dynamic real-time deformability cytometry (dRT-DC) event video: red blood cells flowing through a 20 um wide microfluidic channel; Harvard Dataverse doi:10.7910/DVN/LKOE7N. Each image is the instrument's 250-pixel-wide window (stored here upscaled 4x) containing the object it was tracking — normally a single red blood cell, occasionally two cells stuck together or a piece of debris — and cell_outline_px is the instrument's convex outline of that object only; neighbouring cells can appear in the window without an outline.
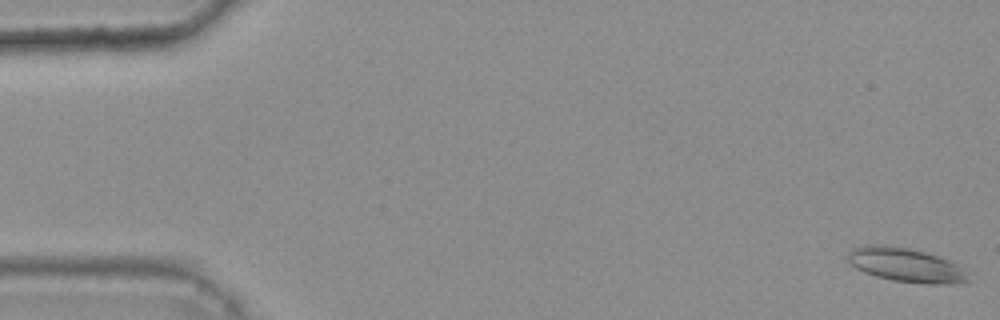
{"species": "common noctule bat (a hibernating species)", "species_latin": "Nyctalus noctula", "temperature_condition": "warm", "stored_images_in_passage": 10, "camera_frame_rate_fps": 3000, "um_per_image_px": 0.085, "animal": {"sex": "female", "body_mass_g": 25.1}, "frame": {"image": 1, "passage_image": 1, "time_ms": 0.0, "image_size_px": [1000, 320], "cell_outline_px": [[968, 280], [952, 284], [924, 284], [892, 280], [876, 276], [864, 272], [856, 268], [848, 260], [848, 252], [852, 248], [868, 244], [888, 244], [912, 248], [948, 260], [964, 268]], "centroid_in_image_um": [76.96, 22.51], "position_along_channel_um": 8.0, "area_um2": 23.93}}